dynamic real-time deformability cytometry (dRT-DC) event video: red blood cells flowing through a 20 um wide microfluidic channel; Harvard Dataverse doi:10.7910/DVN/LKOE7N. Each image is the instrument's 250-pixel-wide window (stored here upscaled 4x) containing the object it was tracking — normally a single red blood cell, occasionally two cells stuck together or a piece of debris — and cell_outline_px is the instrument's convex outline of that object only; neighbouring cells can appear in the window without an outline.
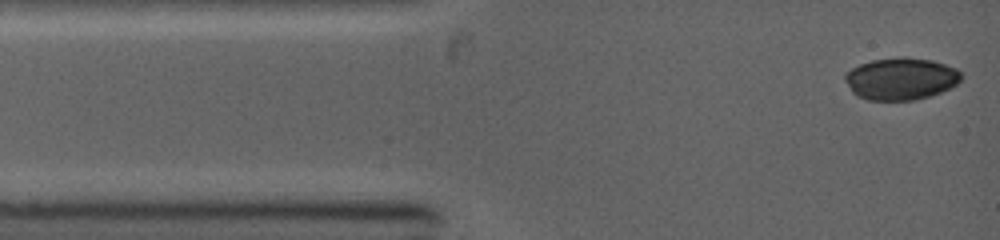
{"species": "common noctule bat (a hibernating species)", "species_latin": "Nyctalus noctula", "temperature_condition": "warm", "stored_images_in_passage": 9, "camera_frame_rate_fps": 5000, "um_per_image_px": 0.085, "animal": {"sex": "female", "body_mass_g": 19.0, "forearm_length_mm": 53.3}, "frame": {"image": 1, "passage_image": 1, "time_ms": 0.0, "image_size_px": [1000, 240], "cell_outline_px": [[964, 76], [956, 84], [940, 92], [928, 96], [912, 100], [868, 100], [856, 96], [852, 92], [844, 80], [844, 72], [860, 64], [872, 60], [900, 56], [904, 56], [932, 60], [956, 68]], "centroid_in_image_um": [76.54, 6.68], "position_along_channel_um": 8.5, "area_um2": 28.67}}
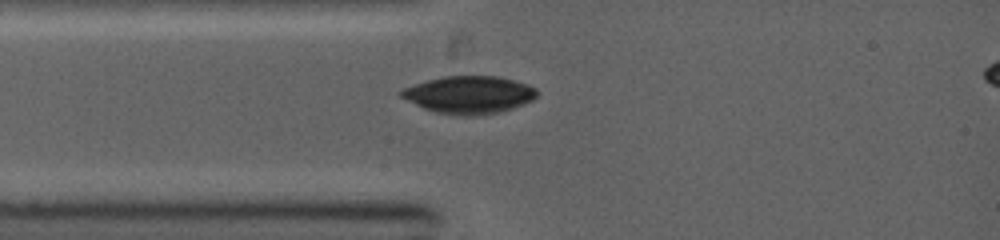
{"frame": {"image": 2, "passage_image": 6, "time_ms": 2.0, "image_size_px": [1000, 240], "cell_outline_px": [[536, 96], [532, 100], [524, 104], [500, 112], [472, 116], [460, 116], [436, 112], [424, 108], [400, 96], [396, 92], [404, 88], [428, 80], [444, 76], [500, 76], [516, 80], [528, 84], [536, 88]], "centroid_in_image_um": [39.89, 8.05], "position_along_channel_um": 45.1, "area_um2": 29.65}}
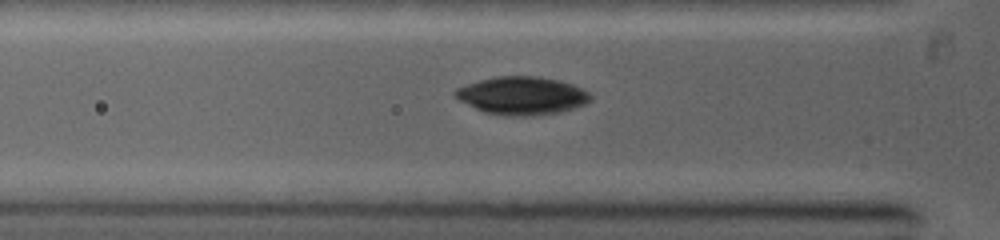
{"frame": {"image": 3, "passage_image": 8, "time_ms": 2.8, "image_size_px": [1000, 240], "cell_outline_px": [[592, 100], [584, 104], [560, 112], [536, 116], [504, 116], [484, 112], [452, 96], [452, 92], [456, 88], [480, 80], [496, 76], [536, 76], [560, 80], [572, 84], [588, 92], [592, 96]], "centroid_in_image_um": [44.36, 8.13], "position_along_channel_um": 81.4, "area_um2": 30.06}}